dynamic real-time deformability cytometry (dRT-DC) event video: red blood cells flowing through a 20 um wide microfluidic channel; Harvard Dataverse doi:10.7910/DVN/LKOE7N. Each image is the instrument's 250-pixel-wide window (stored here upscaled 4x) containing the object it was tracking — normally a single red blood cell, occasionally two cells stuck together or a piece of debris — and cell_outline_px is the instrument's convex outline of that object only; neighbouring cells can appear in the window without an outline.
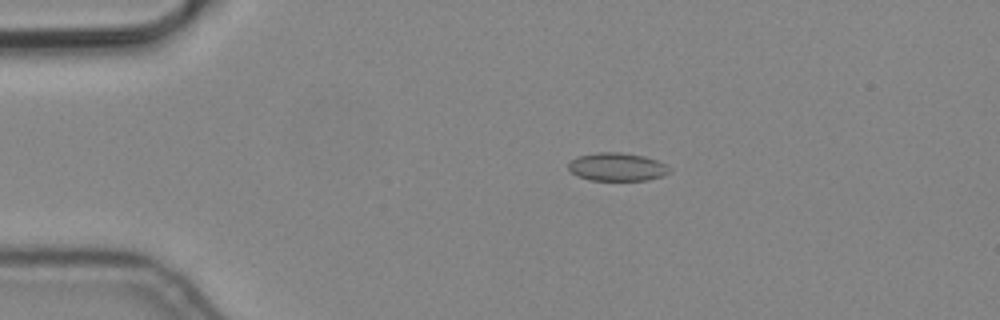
{"species": "common noctule bat (a hibernating species)", "species_latin": "Nyctalus noctula", "temperature_condition": "cold", "stored_images_in_passage": 5, "camera_frame_rate_fps": 3000, "um_per_image_px": 0.085, "animal": {"sex": "male", "body_mass_g": 19.2, "forearm_length_mm": 51.8}, "frame": {"image": 1, "passage_image": 4, "time_ms": 1.0, "image_size_px": [1000, 320], "cell_outline_px": [[672, 168], [664, 176], [648, 180], [588, 180], [572, 172], [568, 168], [568, 164], [572, 160], [580, 156], [596, 152], [620, 152], [644, 156], [656, 160]], "centroid_in_image_um": [52.48, 14.19], "position_along_channel_um": 32.5, "area_um2": 16.47}}